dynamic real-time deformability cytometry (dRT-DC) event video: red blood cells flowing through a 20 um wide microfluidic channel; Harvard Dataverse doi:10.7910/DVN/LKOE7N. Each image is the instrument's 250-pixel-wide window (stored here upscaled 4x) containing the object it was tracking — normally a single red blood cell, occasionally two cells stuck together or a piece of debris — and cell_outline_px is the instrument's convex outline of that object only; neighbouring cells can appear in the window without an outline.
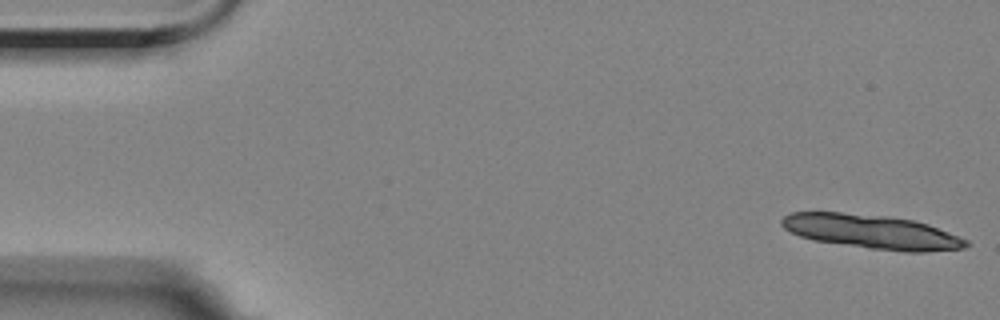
{"species": "Egyptian fruit bat (a non-hibernating species)", "species_latin": "Rousettus aegyptiacus", "temperature_condition": "room temperature", "stored_images_in_passage": 13, "camera_frame_rate_fps": 3000, "um_per_image_px": 0.085, "animal": {"sex": "female"}, "frame": {"image": 1, "passage_image": 1, "time_ms": 0.0, "image_size_px": [1000, 320], "cell_outline_px": [[972, 244], [964, 248], [924, 252], [904, 252], [868, 248], [816, 240], [800, 236], [784, 228], [780, 224], [780, 220], [784, 216], [792, 212], [840, 212], [888, 216], [912, 220], [928, 224], [968, 240]], "centroid_in_image_um": [74.12, 19.7], "position_along_channel_um": 10.9, "area_um2": 36.53}}